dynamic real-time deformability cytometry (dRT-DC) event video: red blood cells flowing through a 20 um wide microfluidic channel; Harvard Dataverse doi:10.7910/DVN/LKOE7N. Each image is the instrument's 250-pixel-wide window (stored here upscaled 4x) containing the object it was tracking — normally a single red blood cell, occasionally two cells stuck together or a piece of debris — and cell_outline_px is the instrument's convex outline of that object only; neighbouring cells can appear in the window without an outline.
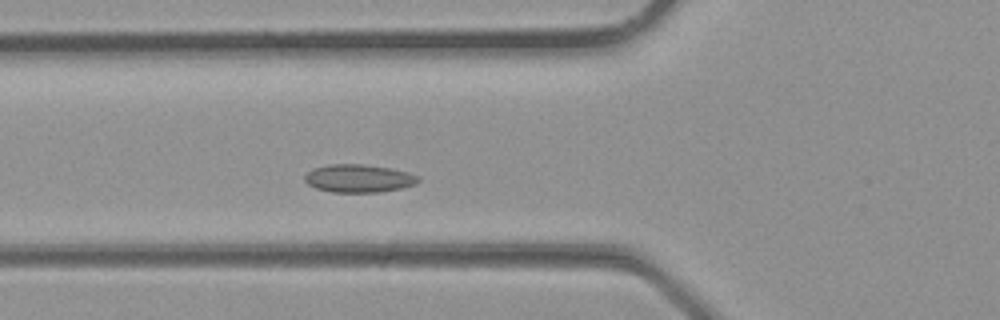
{"species": "common noctule bat (a hibernating species)", "species_latin": "Nyctalus noctula", "temperature_condition": "room temperature", "stored_images_in_passage": 26, "camera_frame_rate_fps": 3000, "um_per_image_px": 0.085, "animal": {"sex": "male", "body_mass_g": 23.1, "forearm_length_mm": 52.7}, "frame": {"image": 1, "passage_image": 4, "time_ms": 1.0, "image_size_px": [1000, 320], "cell_outline_px": [[420, 180], [416, 184], [400, 188], [380, 192], [332, 192], [316, 188], [308, 184], [304, 180], [304, 176], [308, 172], [316, 168], [328, 164], [364, 164], [392, 168], [408, 172], [420, 176]], "centroid_in_image_um": [30.52, 15.16], "position_along_channel_um": 95.3, "area_um2": 18.55}}
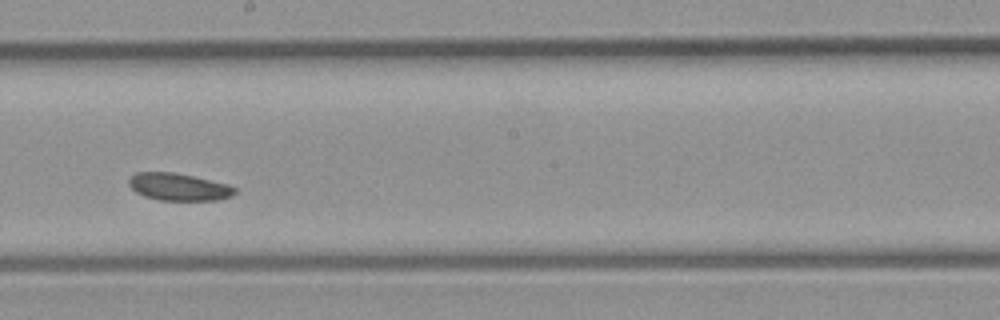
{"frame": {"image": 2, "passage_image": 11, "time_ms": 3.333, "image_size_px": [1000, 320], "cell_outline_px": [[236, 192], [232, 196], [220, 200], [160, 200], [144, 196], [136, 192], [128, 184], [128, 180], [136, 172], [172, 172], [192, 176], [228, 184], [236, 188]], "centroid_in_image_um": [15.2, 15.89], "position_along_channel_um": 233.0, "area_um2": 16.82}}
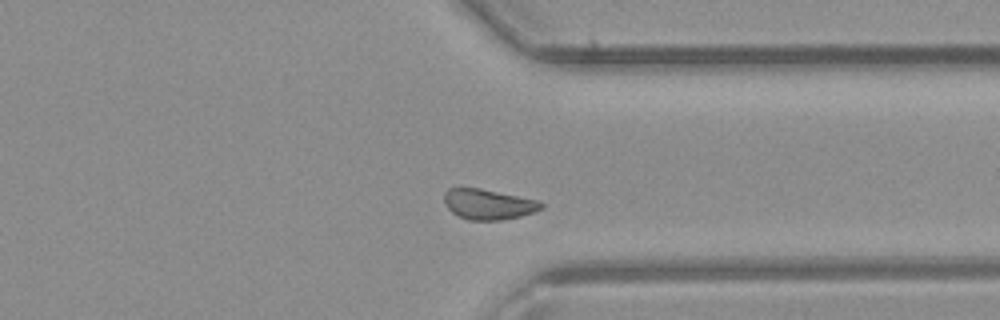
{"frame": {"image": 3, "passage_image": 18, "time_ms": 5.667, "image_size_px": [1000, 320], "cell_outline_px": [[544, 208], [536, 212], [520, 216], [500, 220], [468, 220], [452, 212], [448, 208], [444, 200], [444, 192], [448, 188], [480, 188], [536, 200], [544, 204]], "centroid_in_image_um": [41.51, 17.36], "position_along_channel_um": 369.9, "area_um2": 17.05}}